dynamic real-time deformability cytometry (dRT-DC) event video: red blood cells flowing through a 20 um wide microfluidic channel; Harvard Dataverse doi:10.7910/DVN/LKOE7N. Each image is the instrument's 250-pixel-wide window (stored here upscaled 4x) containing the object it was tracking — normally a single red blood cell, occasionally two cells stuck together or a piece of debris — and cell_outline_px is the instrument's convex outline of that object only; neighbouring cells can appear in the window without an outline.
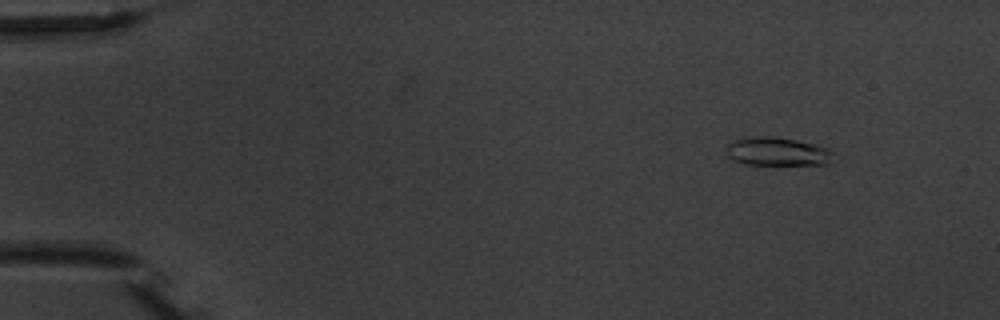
{"species": "common noctule bat (a hibernating species)", "species_latin": "Nyctalus noctula", "temperature_condition": "warm", "stored_images_in_passage": 5, "camera_frame_rate_fps": 3000, "um_per_image_px": 0.085, "animal": {"sex": "male", "body_mass_g": 20.1, "forearm_length_mm": 53.5}, "frame": {"image": 1, "passage_image": 2, "time_ms": 1.333, "image_size_px": [1000, 320], "cell_outline_px": [[832, 152], [828, 164], [744, 164], [732, 160], [724, 152], [728, 140], [752, 136], [772, 136], [820, 144], [828, 148]], "centroid_in_image_um": [65.98, 12.85], "position_along_channel_um": 19.0, "area_um2": 18.03}}